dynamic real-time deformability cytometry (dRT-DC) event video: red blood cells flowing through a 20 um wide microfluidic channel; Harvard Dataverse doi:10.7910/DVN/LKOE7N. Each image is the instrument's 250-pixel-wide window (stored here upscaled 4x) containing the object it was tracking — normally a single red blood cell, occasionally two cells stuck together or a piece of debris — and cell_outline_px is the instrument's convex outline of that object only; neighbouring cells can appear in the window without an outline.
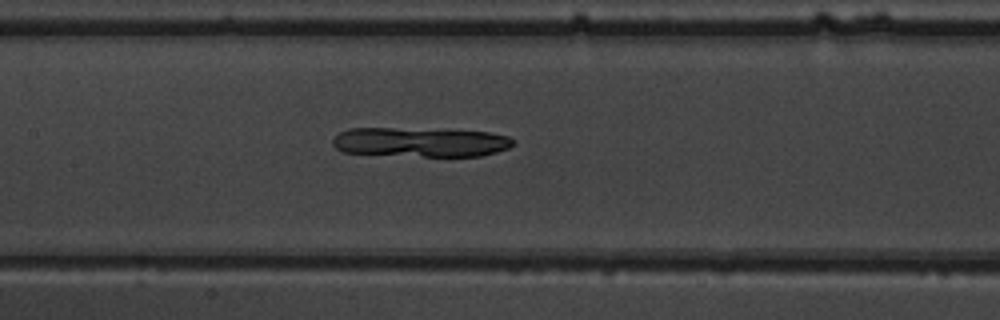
{"species": "common noctule bat (a hibernating species)", "species_latin": "Nyctalus noctula", "temperature_condition": "warm", "stored_images_in_passage": 46, "camera_frame_rate_fps": 3000, "um_per_image_px": 0.085, "animal": {"sex": "male", "body_mass_g": 19.5, "forearm_length_mm": 54.6}, "frame": {"image": 1, "passage_image": 21, "time_ms": 6.667, "image_size_px": [1000, 320], "cell_outline_px": [[516, 144], [508, 148], [496, 152], [480, 156], [424, 156], [340, 152], [332, 144], [332, 140], [340, 132], [348, 128], [444, 128], [488, 132], [508, 136], [516, 140]], "centroid_in_image_um": [35.78, 12.06], "position_along_channel_um": 171.6, "area_um2": 31.56}}
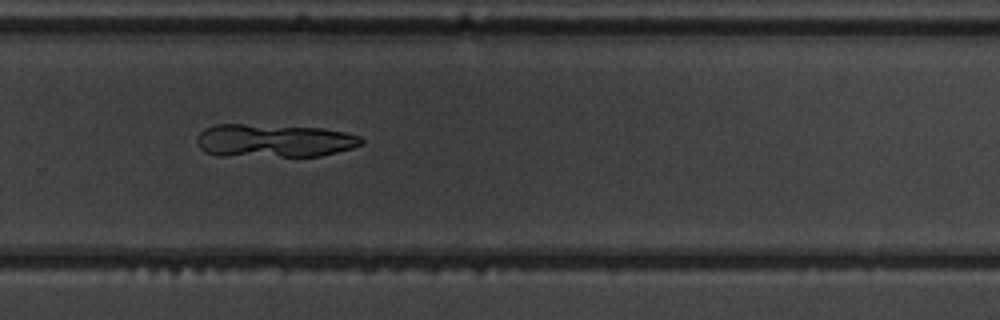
{"frame": {"image": 2, "passage_image": 31, "time_ms": 10.0, "image_size_px": [1000, 320], "cell_outline_px": [[364, 144], [352, 148], [320, 156], [220, 156], [204, 152], [200, 148], [196, 140], [196, 136], [204, 128], [216, 124], [244, 124], [320, 128], [344, 132], [360, 136], [364, 140]], "centroid_in_image_um": [23.25, 11.96], "position_along_channel_um": 306.5, "area_um2": 31.96}}
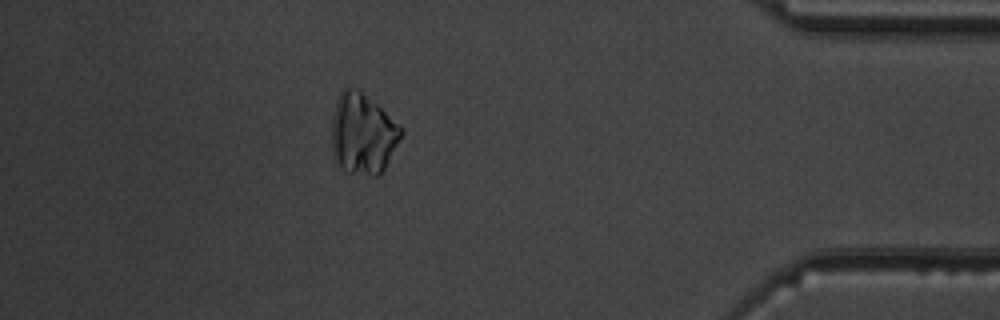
{"frame": {"image": 3, "passage_image": 41, "time_ms": 13.333, "image_size_px": [1000, 320], "cell_outline_px": [[404, 132], [384, 168], [376, 176], [372, 176], [348, 172], [340, 168], [336, 164], [332, 152], [332, 116], [336, 100], [340, 92], [348, 84], [356, 88], [376, 104]], "centroid_in_image_um": [30.77, 11.38], "position_along_channel_um": 404.4, "area_um2": 32.37}}